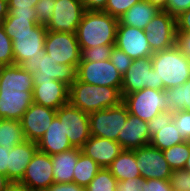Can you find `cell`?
<instances>
[{
	"instance_id": "1",
	"label": "cell",
	"mask_w": 190,
	"mask_h": 191,
	"mask_svg": "<svg viewBox=\"0 0 190 191\" xmlns=\"http://www.w3.org/2000/svg\"><path fill=\"white\" fill-rule=\"evenodd\" d=\"M118 23L117 18L104 11H85L76 31L80 50L115 45Z\"/></svg>"
},
{
	"instance_id": "2",
	"label": "cell",
	"mask_w": 190,
	"mask_h": 191,
	"mask_svg": "<svg viewBox=\"0 0 190 191\" xmlns=\"http://www.w3.org/2000/svg\"><path fill=\"white\" fill-rule=\"evenodd\" d=\"M121 91L115 87L92 85L76 80L69 86V103L86 113L118 106Z\"/></svg>"
},
{
	"instance_id": "3",
	"label": "cell",
	"mask_w": 190,
	"mask_h": 191,
	"mask_svg": "<svg viewBox=\"0 0 190 191\" xmlns=\"http://www.w3.org/2000/svg\"><path fill=\"white\" fill-rule=\"evenodd\" d=\"M151 61L163 90L179 86L190 78V60L176 45L154 52Z\"/></svg>"
},
{
	"instance_id": "4",
	"label": "cell",
	"mask_w": 190,
	"mask_h": 191,
	"mask_svg": "<svg viewBox=\"0 0 190 191\" xmlns=\"http://www.w3.org/2000/svg\"><path fill=\"white\" fill-rule=\"evenodd\" d=\"M122 103L129 114L149 122L156 115L169 111L164 90L144 88L123 96Z\"/></svg>"
},
{
	"instance_id": "5",
	"label": "cell",
	"mask_w": 190,
	"mask_h": 191,
	"mask_svg": "<svg viewBox=\"0 0 190 191\" xmlns=\"http://www.w3.org/2000/svg\"><path fill=\"white\" fill-rule=\"evenodd\" d=\"M129 112L121 103L118 106L89 113L90 134L118 142V135L123 128Z\"/></svg>"
},
{
	"instance_id": "6",
	"label": "cell",
	"mask_w": 190,
	"mask_h": 191,
	"mask_svg": "<svg viewBox=\"0 0 190 191\" xmlns=\"http://www.w3.org/2000/svg\"><path fill=\"white\" fill-rule=\"evenodd\" d=\"M44 48L51 59L59 64L73 65L77 69L81 61L76 33L47 30Z\"/></svg>"
},
{
	"instance_id": "7",
	"label": "cell",
	"mask_w": 190,
	"mask_h": 191,
	"mask_svg": "<svg viewBox=\"0 0 190 191\" xmlns=\"http://www.w3.org/2000/svg\"><path fill=\"white\" fill-rule=\"evenodd\" d=\"M144 88L163 90V83H158L151 57L133 59L131 66L122 77V97Z\"/></svg>"
},
{
	"instance_id": "8",
	"label": "cell",
	"mask_w": 190,
	"mask_h": 191,
	"mask_svg": "<svg viewBox=\"0 0 190 191\" xmlns=\"http://www.w3.org/2000/svg\"><path fill=\"white\" fill-rule=\"evenodd\" d=\"M56 116L62 123L63 130L72 147L81 149L91 137L89 114L67 103L57 110Z\"/></svg>"
},
{
	"instance_id": "9",
	"label": "cell",
	"mask_w": 190,
	"mask_h": 191,
	"mask_svg": "<svg viewBox=\"0 0 190 191\" xmlns=\"http://www.w3.org/2000/svg\"><path fill=\"white\" fill-rule=\"evenodd\" d=\"M21 67L30 72L33 78L53 79L70 86L76 80V68L73 65L59 64L46 53L36 59L33 57L24 61Z\"/></svg>"
},
{
	"instance_id": "10",
	"label": "cell",
	"mask_w": 190,
	"mask_h": 191,
	"mask_svg": "<svg viewBox=\"0 0 190 191\" xmlns=\"http://www.w3.org/2000/svg\"><path fill=\"white\" fill-rule=\"evenodd\" d=\"M122 75L110 60L80 61L76 70V78L92 85L109 86L121 91Z\"/></svg>"
},
{
	"instance_id": "11",
	"label": "cell",
	"mask_w": 190,
	"mask_h": 191,
	"mask_svg": "<svg viewBox=\"0 0 190 191\" xmlns=\"http://www.w3.org/2000/svg\"><path fill=\"white\" fill-rule=\"evenodd\" d=\"M144 31L153 52L176 45V18L166 11H159L146 25Z\"/></svg>"
},
{
	"instance_id": "12",
	"label": "cell",
	"mask_w": 190,
	"mask_h": 191,
	"mask_svg": "<svg viewBox=\"0 0 190 191\" xmlns=\"http://www.w3.org/2000/svg\"><path fill=\"white\" fill-rule=\"evenodd\" d=\"M84 13L82 0H56L52 17L44 26L49 31L76 33Z\"/></svg>"
},
{
	"instance_id": "13",
	"label": "cell",
	"mask_w": 190,
	"mask_h": 191,
	"mask_svg": "<svg viewBox=\"0 0 190 191\" xmlns=\"http://www.w3.org/2000/svg\"><path fill=\"white\" fill-rule=\"evenodd\" d=\"M47 29L43 24L33 28V33L12 34L13 56L15 64L21 65L24 61L33 57L46 54L45 38Z\"/></svg>"
},
{
	"instance_id": "14",
	"label": "cell",
	"mask_w": 190,
	"mask_h": 191,
	"mask_svg": "<svg viewBox=\"0 0 190 191\" xmlns=\"http://www.w3.org/2000/svg\"><path fill=\"white\" fill-rule=\"evenodd\" d=\"M133 151L136 155L137 167L144 179H169L173 170L166 161L162 150L149 144Z\"/></svg>"
},
{
	"instance_id": "15",
	"label": "cell",
	"mask_w": 190,
	"mask_h": 191,
	"mask_svg": "<svg viewBox=\"0 0 190 191\" xmlns=\"http://www.w3.org/2000/svg\"><path fill=\"white\" fill-rule=\"evenodd\" d=\"M52 172L51 156L37 150L19 183L27 187L29 191H45L54 183Z\"/></svg>"
},
{
	"instance_id": "16",
	"label": "cell",
	"mask_w": 190,
	"mask_h": 191,
	"mask_svg": "<svg viewBox=\"0 0 190 191\" xmlns=\"http://www.w3.org/2000/svg\"><path fill=\"white\" fill-rule=\"evenodd\" d=\"M150 145L160 150L168 149L184 142L173 122V112H162L148 122Z\"/></svg>"
},
{
	"instance_id": "17",
	"label": "cell",
	"mask_w": 190,
	"mask_h": 191,
	"mask_svg": "<svg viewBox=\"0 0 190 191\" xmlns=\"http://www.w3.org/2000/svg\"><path fill=\"white\" fill-rule=\"evenodd\" d=\"M33 102L58 110L69 103V86L53 79L33 78Z\"/></svg>"
},
{
	"instance_id": "18",
	"label": "cell",
	"mask_w": 190,
	"mask_h": 191,
	"mask_svg": "<svg viewBox=\"0 0 190 191\" xmlns=\"http://www.w3.org/2000/svg\"><path fill=\"white\" fill-rule=\"evenodd\" d=\"M57 110L32 103L20 122L26 140L37 143L45 134Z\"/></svg>"
},
{
	"instance_id": "19",
	"label": "cell",
	"mask_w": 190,
	"mask_h": 191,
	"mask_svg": "<svg viewBox=\"0 0 190 191\" xmlns=\"http://www.w3.org/2000/svg\"><path fill=\"white\" fill-rule=\"evenodd\" d=\"M132 59L151 57L153 51L144 30L118 23L116 44Z\"/></svg>"
},
{
	"instance_id": "20",
	"label": "cell",
	"mask_w": 190,
	"mask_h": 191,
	"mask_svg": "<svg viewBox=\"0 0 190 191\" xmlns=\"http://www.w3.org/2000/svg\"><path fill=\"white\" fill-rule=\"evenodd\" d=\"M32 103V91L0 89V119L20 121Z\"/></svg>"
},
{
	"instance_id": "21",
	"label": "cell",
	"mask_w": 190,
	"mask_h": 191,
	"mask_svg": "<svg viewBox=\"0 0 190 191\" xmlns=\"http://www.w3.org/2000/svg\"><path fill=\"white\" fill-rule=\"evenodd\" d=\"M150 141L148 122L129 114L118 135V143L122 149L134 150L149 145Z\"/></svg>"
},
{
	"instance_id": "22",
	"label": "cell",
	"mask_w": 190,
	"mask_h": 191,
	"mask_svg": "<svg viewBox=\"0 0 190 191\" xmlns=\"http://www.w3.org/2000/svg\"><path fill=\"white\" fill-rule=\"evenodd\" d=\"M81 150L100 167L107 168L123 149L117 141L91 136Z\"/></svg>"
},
{
	"instance_id": "23",
	"label": "cell",
	"mask_w": 190,
	"mask_h": 191,
	"mask_svg": "<svg viewBox=\"0 0 190 191\" xmlns=\"http://www.w3.org/2000/svg\"><path fill=\"white\" fill-rule=\"evenodd\" d=\"M38 150L35 142L26 140L24 143L15 145L9 151L7 177L11 182L19 183L26 171V168Z\"/></svg>"
},
{
	"instance_id": "24",
	"label": "cell",
	"mask_w": 190,
	"mask_h": 191,
	"mask_svg": "<svg viewBox=\"0 0 190 191\" xmlns=\"http://www.w3.org/2000/svg\"><path fill=\"white\" fill-rule=\"evenodd\" d=\"M37 145L39 151L50 156L73 148L57 116L54 117L44 136L37 142Z\"/></svg>"
},
{
	"instance_id": "25",
	"label": "cell",
	"mask_w": 190,
	"mask_h": 191,
	"mask_svg": "<svg viewBox=\"0 0 190 191\" xmlns=\"http://www.w3.org/2000/svg\"><path fill=\"white\" fill-rule=\"evenodd\" d=\"M33 88L32 74L25 71L21 65L0 66V89L33 91Z\"/></svg>"
},
{
	"instance_id": "26",
	"label": "cell",
	"mask_w": 190,
	"mask_h": 191,
	"mask_svg": "<svg viewBox=\"0 0 190 191\" xmlns=\"http://www.w3.org/2000/svg\"><path fill=\"white\" fill-rule=\"evenodd\" d=\"M82 150L72 148L51 156L54 183H72L73 172Z\"/></svg>"
},
{
	"instance_id": "27",
	"label": "cell",
	"mask_w": 190,
	"mask_h": 191,
	"mask_svg": "<svg viewBox=\"0 0 190 191\" xmlns=\"http://www.w3.org/2000/svg\"><path fill=\"white\" fill-rule=\"evenodd\" d=\"M160 10L147 1L134 4L118 20L121 25L136 27L144 30L146 25Z\"/></svg>"
},
{
	"instance_id": "28",
	"label": "cell",
	"mask_w": 190,
	"mask_h": 191,
	"mask_svg": "<svg viewBox=\"0 0 190 191\" xmlns=\"http://www.w3.org/2000/svg\"><path fill=\"white\" fill-rule=\"evenodd\" d=\"M107 169L118 181H124L129 178L135 179L142 176L137 167L136 155L133 150H122Z\"/></svg>"
},
{
	"instance_id": "29",
	"label": "cell",
	"mask_w": 190,
	"mask_h": 191,
	"mask_svg": "<svg viewBox=\"0 0 190 191\" xmlns=\"http://www.w3.org/2000/svg\"><path fill=\"white\" fill-rule=\"evenodd\" d=\"M26 141L19 120L0 119V146L12 148Z\"/></svg>"
},
{
	"instance_id": "30",
	"label": "cell",
	"mask_w": 190,
	"mask_h": 191,
	"mask_svg": "<svg viewBox=\"0 0 190 191\" xmlns=\"http://www.w3.org/2000/svg\"><path fill=\"white\" fill-rule=\"evenodd\" d=\"M101 168L90 157L81 153L74 168L73 182L86 188Z\"/></svg>"
},
{
	"instance_id": "31",
	"label": "cell",
	"mask_w": 190,
	"mask_h": 191,
	"mask_svg": "<svg viewBox=\"0 0 190 191\" xmlns=\"http://www.w3.org/2000/svg\"><path fill=\"white\" fill-rule=\"evenodd\" d=\"M164 91L170 111H190V78L183 84Z\"/></svg>"
},
{
	"instance_id": "32",
	"label": "cell",
	"mask_w": 190,
	"mask_h": 191,
	"mask_svg": "<svg viewBox=\"0 0 190 191\" xmlns=\"http://www.w3.org/2000/svg\"><path fill=\"white\" fill-rule=\"evenodd\" d=\"M5 33L12 39V34L33 33V28L38 25L37 17H23L8 15L1 22Z\"/></svg>"
},
{
	"instance_id": "33",
	"label": "cell",
	"mask_w": 190,
	"mask_h": 191,
	"mask_svg": "<svg viewBox=\"0 0 190 191\" xmlns=\"http://www.w3.org/2000/svg\"><path fill=\"white\" fill-rule=\"evenodd\" d=\"M164 157L172 170L184 169L190 155V142L184 141L163 150Z\"/></svg>"
},
{
	"instance_id": "34",
	"label": "cell",
	"mask_w": 190,
	"mask_h": 191,
	"mask_svg": "<svg viewBox=\"0 0 190 191\" xmlns=\"http://www.w3.org/2000/svg\"><path fill=\"white\" fill-rule=\"evenodd\" d=\"M118 180L107 168H101L85 191H115Z\"/></svg>"
},
{
	"instance_id": "35",
	"label": "cell",
	"mask_w": 190,
	"mask_h": 191,
	"mask_svg": "<svg viewBox=\"0 0 190 191\" xmlns=\"http://www.w3.org/2000/svg\"><path fill=\"white\" fill-rule=\"evenodd\" d=\"M39 0H7L8 13L23 17H37L34 6Z\"/></svg>"
},
{
	"instance_id": "36",
	"label": "cell",
	"mask_w": 190,
	"mask_h": 191,
	"mask_svg": "<svg viewBox=\"0 0 190 191\" xmlns=\"http://www.w3.org/2000/svg\"><path fill=\"white\" fill-rule=\"evenodd\" d=\"M114 45H101L84 48L81 51V61H104L109 60Z\"/></svg>"
},
{
	"instance_id": "37",
	"label": "cell",
	"mask_w": 190,
	"mask_h": 191,
	"mask_svg": "<svg viewBox=\"0 0 190 191\" xmlns=\"http://www.w3.org/2000/svg\"><path fill=\"white\" fill-rule=\"evenodd\" d=\"M15 64L11 38L5 33L0 24V66Z\"/></svg>"
},
{
	"instance_id": "38",
	"label": "cell",
	"mask_w": 190,
	"mask_h": 191,
	"mask_svg": "<svg viewBox=\"0 0 190 191\" xmlns=\"http://www.w3.org/2000/svg\"><path fill=\"white\" fill-rule=\"evenodd\" d=\"M173 122L184 141L190 142V111L173 112Z\"/></svg>"
},
{
	"instance_id": "39",
	"label": "cell",
	"mask_w": 190,
	"mask_h": 191,
	"mask_svg": "<svg viewBox=\"0 0 190 191\" xmlns=\"http://www.w3.org/2000/svg\"><path fill=\"white\" fill-rule=\"evenodd\" d=\"M142 0H108L104 12L119 19L125 12H127L134 4Z\"/></svg>"
},
{
	"instance_id": "40",
	"label": "cell",
	"mask_w": 190,
	"mask_h": 191,
	"mask_svg": "<svg viewBox=\"0 0 190 191\" xmlns=\"http://www.w3.org/2000/svg\"><path fill=\"white\" fill-rule=\"evenodd\" d=\"M168 181L174 191H190V173L184 169L173 170Z\"/></svg>"
},
{
	"instance_id": "41",
	"label": "cell",
	"mask_w": 190,
	"mask_h": 191,
	"mask_svg": "<svg viewBox=\"0 0 190 191\" xmlns=\"http://www.w3.org/2000/svg\"><path fill=\"white\" fill-rule=\"evenodd\" d=\"M109 60L113 63L122 76L126 73L133 62L132 58H130L124 51L115 45L112 48Z\"/></svg>"
},
{
	"instance_id": "42",
	"label": "cell",
	"mask_w": 190,
	"mask_h": 191,
	"mask_svg": "<svg viewBox=\"0 0 190 191\" xmlns=\"http://www.w3.org/2000/svg\"><path fill=\"white\" fill-rule=\"evenodd\" d=\"M56 0H39L34 6L38 24L45 25L52 17Z\"/></svg>"
},
{
	"instance_id": "43",
	"label": "cell",
	"mask_w": 190,
	"mask_h": 191,
	"mask_svg": "<svg viewBox=\"0 0 190 191\" xmlns=\"http://www.w3.org/2000/svg\"><path fill=\"white\" fill-rule=\"evenodd\" d=\"M115 191H147V179L142 176L135 179L118 181Z\"/></svg>"
},
{
	"instance_id": "44",
	"label": "cell",
	"mask_w": 190,
	"mask_h": 191,
	"mask_svg": "<svg viewBox=\"0 0 190 191\" xmlns=\"http://www.w3.org/2000/svg\"><path fill=\"white\" fill-rule=\"evenodd\" d=\"M188 9H190V0H168L166 9L164 11L176 18L182 12L187 11Z\"/></svg>"
},
{
	"instance_id": "45",
	"label": "cell",
	"mask_w": 190,
	"mask_h": 191,
	"mask_svg": "<svg viewBox=\"0 0 190 191\" xmlns=\"http://www.w3.org/2000/svg\"><path fill=\"white\" fill-rule=\"evenodd\" d=\"M176 46L190 60V33L177 32Z\"/></svg>"
},
{
	"instance_id": "46",
	"label": "cell",
	"mask_w": 190,
	"mask_h": 191,
	"mask_svg": "<svg viewBox=\"0 0 190 191\" xmlns=\"http://www.w3.org/2000/svg\"><path fill=\"white\" fill-rule=\"evenodd\" d=\"M147 191H174L168 180L147 179Z\"/></svg>"
},
{
	"instance_id": "47",
	"label": "cell",
	"mask_w": 190,
	"mask_h": 191,
	"mask_svg": "<svg viewBox=\"0 0 190 191\" xmlns=\"http://www.w3.org/2000/svg\"><path fill=\"white\" fill-rule=\"evenodd\" d=\"M177 32L190 33V9L176 17Z\"/></svg>"
},
{
	"instance_id": "48",
	"label": "cell",
	"mask_w": 190,
	"mask_h": 191,
	"mask_svg": "<svg viewBox=\"0 0 190 191\" xmlns=\"http://www.w3.org/2000/svg\"><path fill=\"white\" fill-rule=\"evenodd\" d=\"M45 191H85L84 187L72 183H53Z\"/></svg>"
},
{
	"instance_id": "49",
	"label": "cell",
	"mask_w": 190,
	"mask_h": 191,
	"mask_svg": "<svg viewBox=\"0 0 190 191\" xmlns=\"http://www.w3.org/2000/svg\"><path fill=\"white\" fill-rule=\"evenodd\" d=\"M85 11H103L108 0H82Z\"/></svg>"
},
{
	"instance_id": "50",
	"label": "cell",
	"mask_w": 190,
	"mask_h": 191,
	"mask_svg": "<svg viewBox=\"0 0 190 191\" xmlns=\"http://www.w3.org/2000/svg\"><path fill=\"white\" fill-rule=\"evenodd\" d=\"M11 148L0 146V173L7 175L8 155Z\"/></svg>"
},
{
	"instance_id": "51",
	"label": "cell",
	"mask_w": 190,
	"mask_h": 191,
	"mask_svg": "<svg viewBox=\"0 0 190 191\" xmlns=\"http://www.w3.org/2000/svg\"><path fill=\"white\" fill-rule=\"evenodd\" d=\"M7 15H8L7 0H0V24Z\"/></svg>"
},
{
	"instance_id": "52",
	"label": "cell",
	"mask_w": 190,
	"mask_h": 191,
	"mask_svg": "<svg viewBox=\"0 0 190 191\" xmlns=\"http://www.w3.org/2000/svg\"><path fill=\"white\" fill-rule=\"evenodd\" d=\"M149 2L151 5L157 7L160 11H164L166 9L168 0H144Z\"/></svg>"
},
{
	"instance_id": "53",
	"label": "cell",
	"mask_w": 190,
	"mask_h": 191,
	"mask_svg": "<svg viewBox=\"0 0 190 191\" xmlns=\"http://www.w3.org/2000/svg\"><path fill=\"white\" fill-rule=\"evenodd\" d=\"M6 191H29V189L20 183L12 182Z\"/></svg>"
},
{
	"instance_id": "54",
	"label": "cell",
	"mask_w": 190,
	"mask_h": 191,
	"mask_svg": "<svg viewBox=\"0 0 190 191\" xmlns=\"http://www.w3.org/2000/svg\"><path fill=\"white\" fill-rule=\"evenodd\" d=\"M11 183L12 182L8 179L7 175L0 173V191H6Z\"/></svg>"
},
{
	"instance_id": "55",
	"label": "cell",
	"mask_w": 190,
	"mask_h": 191,
	"mask_svg": "<svg viewBox=\"0 0 190 191\" xmlns=\"http://www.w3.org/2000/svg\"><path fill=\"white\" fill-rule=\"evenodd\" d=\"M184 170L188 171L190 173V155L186 161V165L184 167Z\"/></svg>"
}]
</instances>
